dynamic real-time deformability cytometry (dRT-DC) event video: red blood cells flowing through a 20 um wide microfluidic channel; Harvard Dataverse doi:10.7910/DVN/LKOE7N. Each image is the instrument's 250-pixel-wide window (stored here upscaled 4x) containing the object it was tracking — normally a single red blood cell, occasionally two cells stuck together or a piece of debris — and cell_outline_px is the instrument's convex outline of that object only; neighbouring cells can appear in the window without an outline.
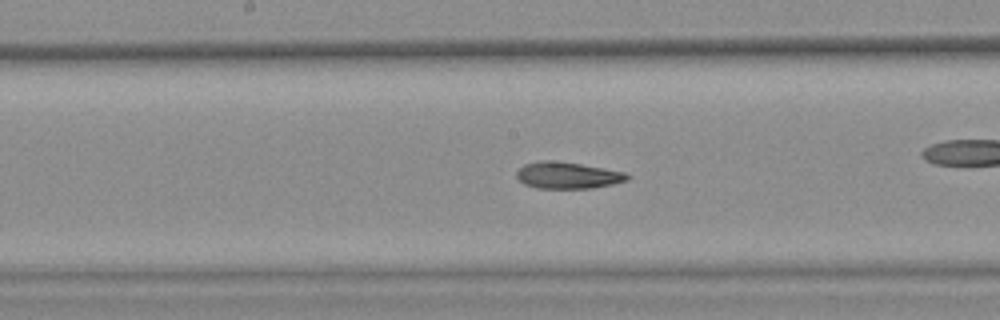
{"species": "common noctule bat (a hibernating species)", "species_latin": "Nyctalus noctula", "temperature_condition": "warm", "stored_images_in_passage": 45, "camera_frame_rate_fps": 3000, "um_per_image_px": 0.085, "animal": {"sex": "female", "body_mass_g": 25.1}, "frame": {"image": 1, "passage_image": 26, "time_ms": 8.333, "image_size_px": [1000, 320], "cell_outline_px": [[632, 176], [628, 180], [612, 184], [592, 188], [536, 188], [524, 184], [516, 176], [516, 172], [524, 164], [540, 160], [552, 160], [580, 164], [604, 168], [624, 172]], "centroid_in_image_um": [48.24, 14.9], "position_along_channel_um": 200.0, "area_um2": 17.17}, "authors_computed_cell_mechanics": {"area_um2": 17.7446, "velocity_mm_per_s": 3.843, "shape_relaxation_time_tau1_ms": null, "shape_relaxation_time_tau2_ms": 4.0856, "deformation_change_tau1": null, "deformation_change_tau2": 0.1214}}